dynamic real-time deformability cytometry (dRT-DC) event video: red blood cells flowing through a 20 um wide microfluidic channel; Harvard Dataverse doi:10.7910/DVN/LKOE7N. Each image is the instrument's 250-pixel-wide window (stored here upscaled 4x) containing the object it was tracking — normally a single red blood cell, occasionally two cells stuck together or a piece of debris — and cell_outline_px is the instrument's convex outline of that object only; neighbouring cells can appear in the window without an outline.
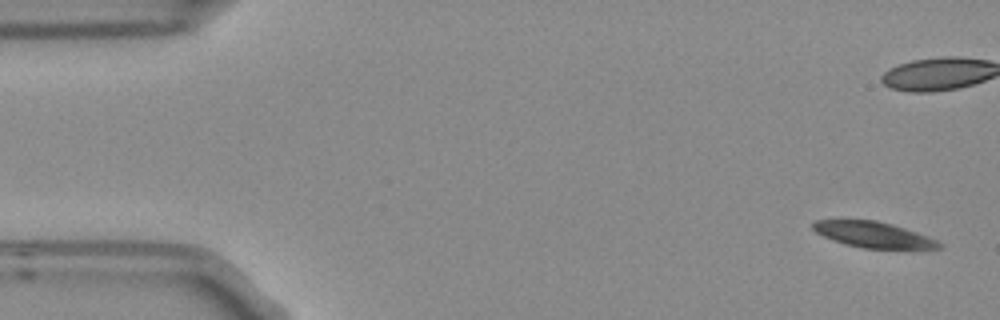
{"species": "Egyptian fruit bat (a non-hibernating species)", "species_latin": "Rousettus aegyptiacus", "temperature_condition": "room temperature", "stored_images_in_passage": 4, "camera_frame_rate_fps": 3000, "um_per_image_px": 0.085, "frame": {"image": 1, "passage_image": 1, "time_ms": 0.0, "image_size_px": [1000, 320], "cell_outline_px": [[944, 248], [924, 252], [864, 248], [848, 244], [824, 236], [816, 232], [812, 228], [812, 224], [816, 220], [876, 220], [892, 224], [928, 236], [944, 244]], "centroid_in_image_um": [74.45, 20.01], "position_along_channel_um": 10.5, "area_um2": 19.71}}